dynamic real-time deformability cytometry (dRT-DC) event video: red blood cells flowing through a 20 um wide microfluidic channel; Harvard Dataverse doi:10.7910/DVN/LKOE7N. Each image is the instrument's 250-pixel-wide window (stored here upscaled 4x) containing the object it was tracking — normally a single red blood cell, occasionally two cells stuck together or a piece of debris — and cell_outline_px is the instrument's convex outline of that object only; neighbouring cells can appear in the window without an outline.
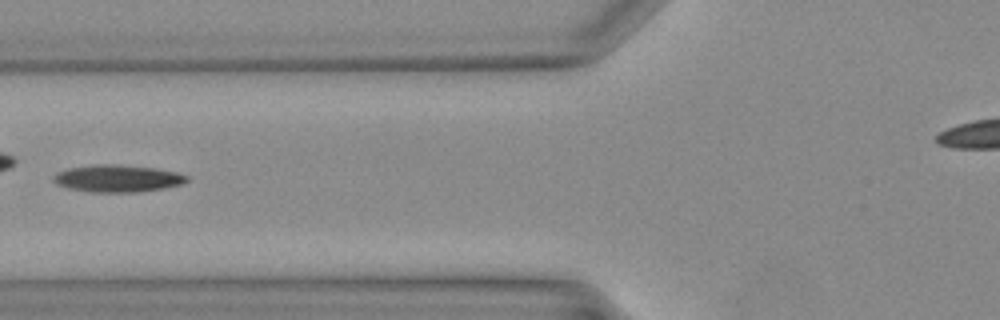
{"species": "Egyptian fruit bat (a non-hibernating species)", "species_latin": "Rousettus aegyptiacus", "temperature_condition": "warm", "stored_images_in_passage": 26, "camera_frame_rate_fps": 3000, "um_per_image_px": 0.085, "animal": {"sex": "female"}, "frame": {"image": 1, "passage_image": 5, "time_ms": 1.333, "image_size_px": [1000, 320], "cell_outline_px": [[188, 180], [180, 184], [164, 188], [136, 192], [88, 192], [68, 188], [56, 184], [52, 180], [52, 176], [56, 172], [68, 168], [96, 164], [116, 164], [152, 168], [176, 172], [188, 176]], "centroid_in_image_um": [9.92, 15.17], "position_along_channel_um": 115.9, "area_um2": 21.1}}